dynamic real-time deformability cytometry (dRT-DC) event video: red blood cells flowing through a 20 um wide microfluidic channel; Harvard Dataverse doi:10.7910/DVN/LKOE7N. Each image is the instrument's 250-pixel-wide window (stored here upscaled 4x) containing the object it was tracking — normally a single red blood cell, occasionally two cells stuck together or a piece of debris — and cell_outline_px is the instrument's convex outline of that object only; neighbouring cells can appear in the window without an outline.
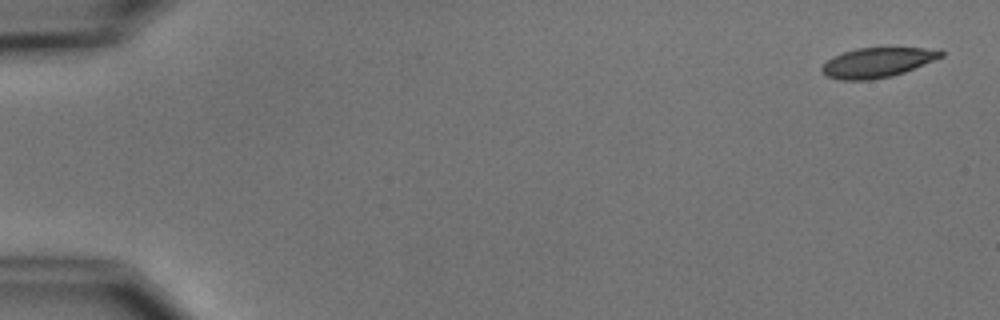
{"species": "common noctule bat (a hibernating species)", "species_latin": "Nyctalus noctula", "temperature_condition": "cold", "stored_images_in_passage": 5, "camera_frame_rate_fps": 3000, "um_per_image_px": 0.085, "animal": {"sex": "male", "body_mass_g": 15.6}, "frame": {"image": 1, "passage_image": 1, "time_ms": 0.0, "image_size_px": [1000, 320], "cell_outline_px": [[944, 56], [904, 72], [892, 76], [868, 80], [840, 80], [828, 76], [820, 68], [832, 56], [856, 48], [940, 48], [944, 52]], "centroid_in_image_um": [74.6, 5.3], "position_along_channel_um": 10.4, "area_um2": 20.58}}
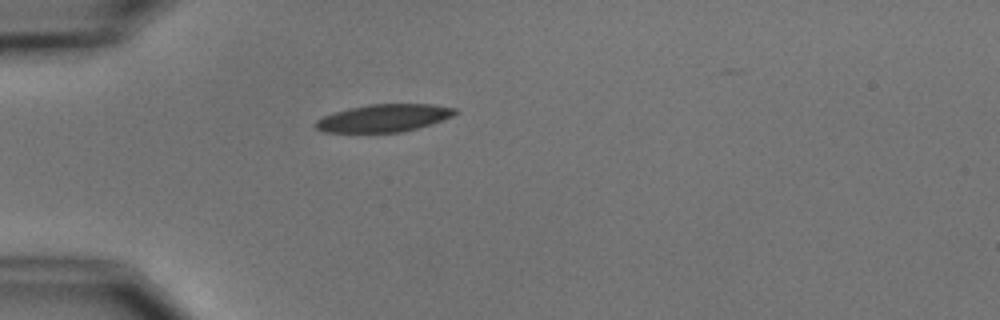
{"frame": {"image": 2, "passage_image": 5, "time_ms": 4.667, "image_size_px": [1000, 320], "cell_outline_px": [[456, 112], [452, 116], [432, 124], [400, 132], [324, 132], [316, 128], [312, 124], [316, 120], [324, 116], [336, 112], [368, 104], [432, 104], [456, 108]], "centroid_in_image_um": [32.62, 10.03], "position_along_channel_um": 52.4, "area_um2": 22.2}}